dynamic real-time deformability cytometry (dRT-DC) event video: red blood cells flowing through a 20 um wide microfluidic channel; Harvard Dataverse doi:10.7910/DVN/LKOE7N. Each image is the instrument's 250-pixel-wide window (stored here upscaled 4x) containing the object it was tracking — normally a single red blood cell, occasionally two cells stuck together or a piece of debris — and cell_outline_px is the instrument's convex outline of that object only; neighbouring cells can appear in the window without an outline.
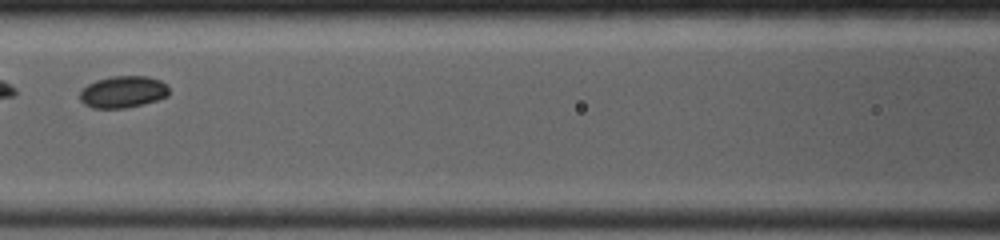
{"species": "common noctule bat (a hibernating species)", "species_latin": "Nyctalus noctula", "temperature_condition": "room temperature", "stored_images_in_passage": 8, "camera_frame_rate_fps": 4000, "um_per_image_px": 0.085, "animal": {"sex": "female", "body_mass_g": 19.0, "forearm_length_mm": 53.3}, "frame": {"image": 1, "passage_image": 5, "time_ms": 2.25, "image_size_px": [1000, 240], "cell_outline_px": [[168, 96], [144, 104], [124, 108], [92, 108], [84, 104], [80, 100], [80, 92], [88, 84], [96, 80], [112, 76], [148, 76], [160, 80], [168, 88]], "centroid_in_image_um": [10.44, 7.81], "position_along_channel_um": 156.2, "area_um2": 16.47}}
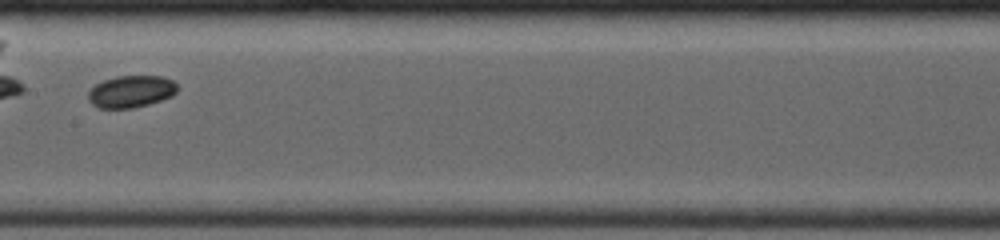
{"frame": {"image": 2, "passage_image": 7, "time_ms": 3.25, "image_size_px": [1000, 240], "cell_outline_px": [[176, 92], [172, 96], [148, 104], [132, 108], [96, 108], [88, 100], [88, 92], [96, 84], [104, 80], [116, 76], [160, 76], [172, 80], [176, 84]], "centroid_in_image_um": [11.11, 7.78], "position_along_channel_um": 196.3, "area_um2": 16.53}}